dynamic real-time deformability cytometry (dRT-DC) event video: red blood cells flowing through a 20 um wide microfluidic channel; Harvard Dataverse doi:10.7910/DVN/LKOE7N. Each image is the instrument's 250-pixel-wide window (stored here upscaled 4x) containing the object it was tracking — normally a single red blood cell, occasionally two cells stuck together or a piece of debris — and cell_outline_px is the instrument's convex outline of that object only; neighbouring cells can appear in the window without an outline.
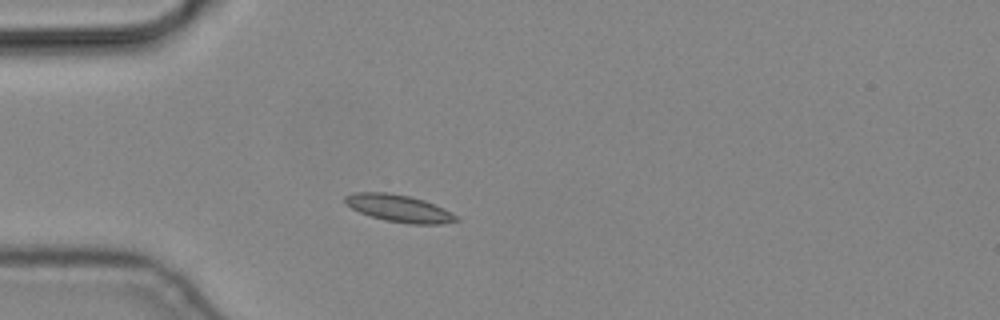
{"species": "common noctule bat (a hibernating species)", "species_latin": "Nyctalus noctula", "temperature_condition": "cold", "stored_images_in_passage": 1, "camera_frame_rate_fps": 3000, "um_per_image_px": 0.085, "animal": {"sex": "male", "body_mass_g": 19.2, "forearm_length_mm": 51.8}, "frame": {"image": 1, "passage_image": 1, "time_ms": 0.0, "image_size_px": [1000, 320], "cell_outline_px": [[460, 220], [440, 224], [412, 224], [384, 220], [360, 212], [344, 204], [344, 196], [356, 192], [388, 192], [408, 196], [424, 200], [456, 216]], "centroid_in_image_um": [33.84, 17.7], "position_along_channel_um": 51.2, "area_um2": 17.28}}